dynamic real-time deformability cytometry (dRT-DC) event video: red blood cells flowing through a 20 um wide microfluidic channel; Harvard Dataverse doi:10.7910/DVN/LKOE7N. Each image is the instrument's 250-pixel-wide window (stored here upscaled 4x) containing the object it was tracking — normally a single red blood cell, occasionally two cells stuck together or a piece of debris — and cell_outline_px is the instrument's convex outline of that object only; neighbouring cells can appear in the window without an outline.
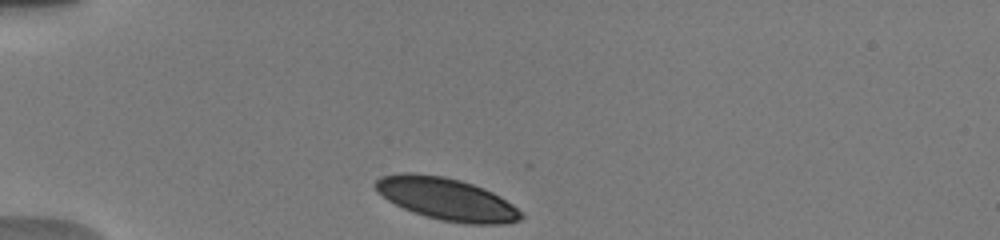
{"species": "human", "species_latin": "Homo sapiens", "temperature_condition": "warm", "stored_images_in_passage": 25, "camera_frame_rate_fps": 3000, "um_per_image_px": 0.085, "donor": {"sex": "male"}, "frame": {"image": 1, "passage_image": 1, "time_ms": 0.0, "image_size_px": [1000, 240], "cell_outline_px": [[524, 216], [520, 220], [504, 224], [468, 224], [440, 220], [424, 216], [412, 212], [388, 200], [376, 192], [372, 184], [380, 176], [400, 172], [408, 172], [444, 176], [460, 180], [484, 188], [500, 196], [524, 212]], "centroid_in_image_um": [37.94, 16.91], "position_along_channel_um": 47.1, "area_um2": 36.24}}
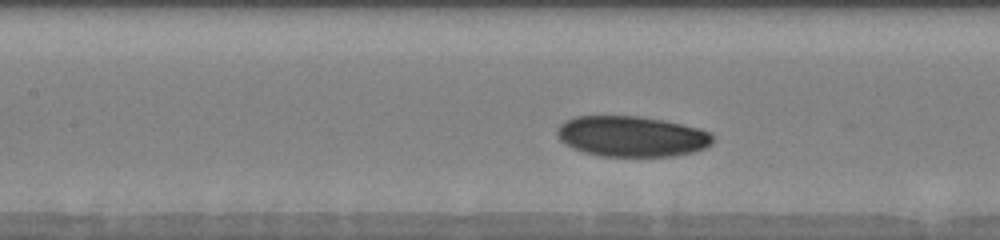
{"frame": {"image": 2, "passage_image": 10, "time_ms": 3.667, "image_size_px": [1000, 240], "cell_outline_px": [[712, 144], [696, 152], [672, 156], [600, 156], [584, 152], [572, 148], [560, 140], [556, 132], [560, 124], [564, 120], [576, 116], [640, 116], [680, 124], [696, 128], [708, 132], [712, 136]], "centroid_in_image_um": [53.65, 11.6], "position_along_channel_um": 153.7, "area_um2": 36.7}}
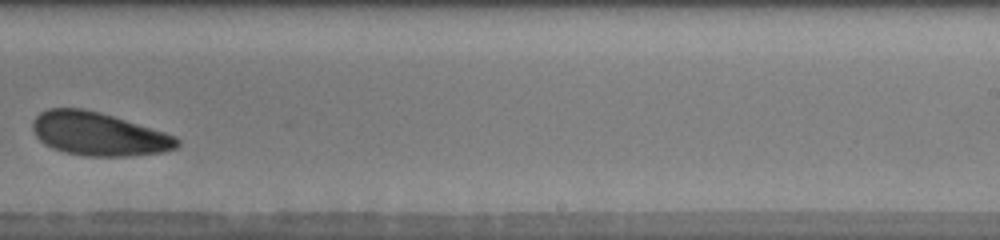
{"frame": {"image": 3, "passage_image": 17, "time_ms": 7.0, "image_size_px": [1000, 240], "cell_outline_px": [[180, 144], [176, 148], [164, 152], [128, 156], [84, 156], [64, 152], [52, 148], [44, 144], [36, 136], [32, 128], [32, 120], [40, 112], [48, 108], [84, 108], [100, 112], [164, 132], [176, 136], [180, 140]], "centroid_in_image_um": [8.36, 11.39], "position_along_channel_um": 280.6, "area_um2": 36.59}, "authors_computed_cell_mechanics": {"area_um2": 37.2232, "velocity_mm_per_s": 3.823, "shape_relaxation_time_tau1_ms": 1.9761, "shape_relaxation_time_tau2_ms": null, "deformation_change_tau1": 0.0825, "deformation_change_tau2": null}}